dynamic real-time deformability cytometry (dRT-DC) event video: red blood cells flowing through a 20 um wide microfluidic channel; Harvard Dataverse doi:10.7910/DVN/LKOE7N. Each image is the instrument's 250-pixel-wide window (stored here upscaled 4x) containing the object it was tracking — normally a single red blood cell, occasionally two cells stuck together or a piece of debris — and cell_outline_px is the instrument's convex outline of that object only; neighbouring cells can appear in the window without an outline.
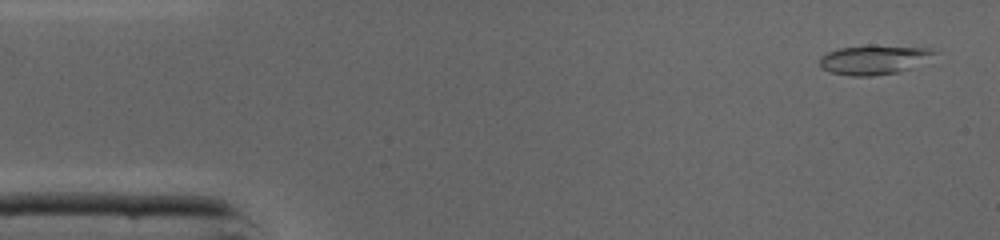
{"species": "common noctule bat (a hibernating species)", "species_latin": "Nyctalus noctula", "temperature_condition": "cold", "stored_images_in_passage": 45, "camera_frame_rate_fps": 3000, "um_per_image_px": 0.085, "animal": {"sex": "male", "body_mass_g": 19.0, "forearm_length_mm": 50.8}, "frame": {"image": 1, "passage_image": 2, "time_ms": 0.333, "image_size_px": [1000, 240], "cell_outline_px": [[940, 52], [912, 68], [896, 72], [872, 76], [852, 76], [832, 72], [820, 68], [820, 56], [828, 52], [840, 48], [872, 44], [932, 48]], "centroid_in_image_um": [74.32, 5.05], "position_along_channel_um": 10.7, "area_um2": 19.88}}
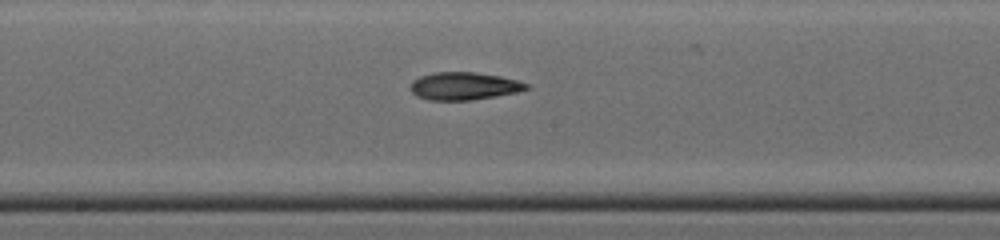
{"frame": {"image": 2, "passage_image": 23, "time_ms": 7.333, "image_size_px": [1000, 240], "cell_outline_px": [[528, 88], [516, 92], [496, 96], [472, 100], [428, 100], [416, 96], [412, 92], [412, 80], [420, 76], [436, 72], [476, 72], [500, 76], [516, 80], [528, 84]], "centroid_in_image_um": [39.42, 7.31], "position_along_channel_um": 208.8, "area_um2": 18.55}}
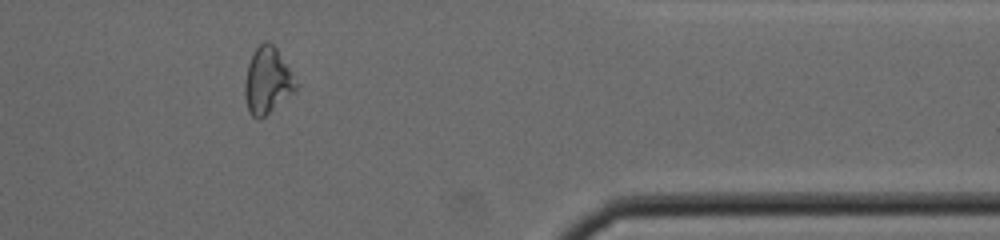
{"frame": {"image": 3, "passage_image": 37, "time_ms": 12.0, "image_size_px": [1000, 240], "cell_outline_px": [[296, 88], [292, 92], [260, 120], [256, 120], [248, 112], [244, 96], [244, 80], [248, 64], [252, 52], [264, 40], [268, 40], [276, 48], [292, 72], [296, 84]], "centroid_in_image_um": [22.67, 6.85], "position_along_channel_um": 388.7, "area_um2": 19.65}, "authors_computed_cell_mechanics": {"area_um2": 19.0162, "velocity_mm_per_s": 4.3791, "shape_relaxation_time_tau1_ms": 5.2623, "shape_relaxation_time_tau2_ms": 8.8921, "deformation_change_tau1": 0.1696, "deformation_change_tau2": 0.1945}}